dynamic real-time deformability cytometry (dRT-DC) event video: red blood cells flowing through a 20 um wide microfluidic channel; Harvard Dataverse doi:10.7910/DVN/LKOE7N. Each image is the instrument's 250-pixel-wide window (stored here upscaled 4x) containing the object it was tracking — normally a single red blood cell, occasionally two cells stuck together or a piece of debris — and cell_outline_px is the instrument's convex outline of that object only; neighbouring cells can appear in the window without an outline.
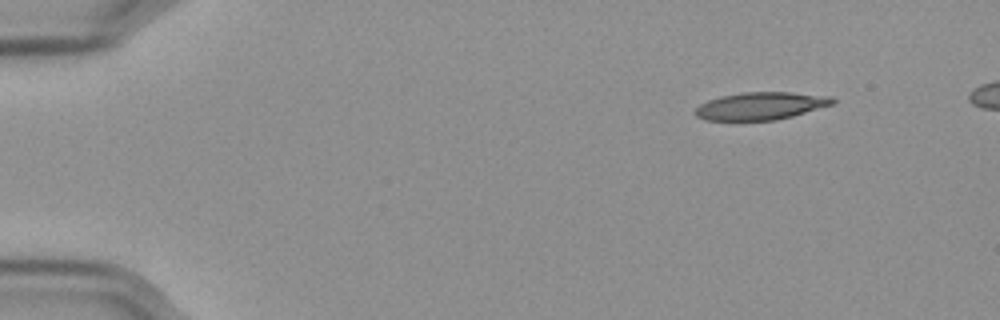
{"species": "Egyptian fruit bat (a non-hibernating species)", "species_latin": "Rousettus aegyptiacus", "temperature_condition": "cold", "stored_images_in_passage": 50, "camera_frame_rate_fps": 3000, "um_per_image_px": 0.085, "frame": {"image": 1, "passage_image": 1, "time_ms": 0.0, "image_size_px": [1000, 320], "cell_outline_px": [[836, 104], [792, 116], [776, 120], [704, 120], [696, 116], [692, 112], [700, 104], [708, 100], [720, 96], [744, 92], [792, 92], [832, 96], [836, 100]], "centroid_in_image_um": [64.69, 9.0], "position_along_channel_um": 20.3, "area_um2": 22.31}}
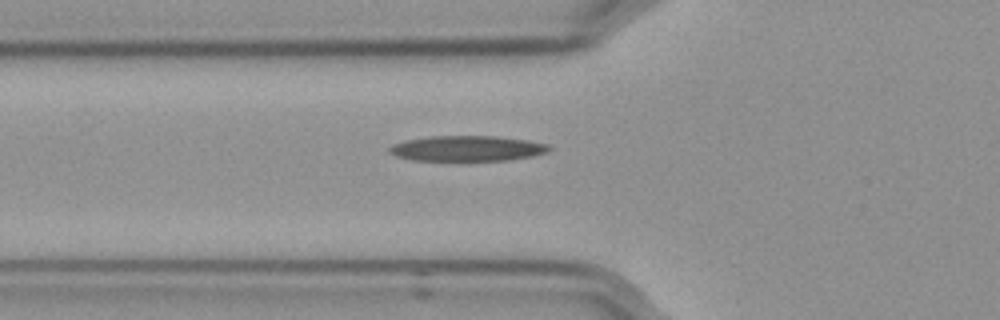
{"frame": {"image": 2, "passage_image": 15, "time_ms": 4.667, "image_size_px": [1000, 320], "cell_outline_px": [[552, 148], [548, 152], [532, 156], [508, 160], [412, 160], [396, 156], [388, 152], [388, 148], [392, 144], [404, 140], [428, 136], [496, 136], [528, 140], [548, 144]], "centroid_in_image_um": [39.69, 12.61], "position_along_channel_um": 86.1, "area_um2": 23.76}}
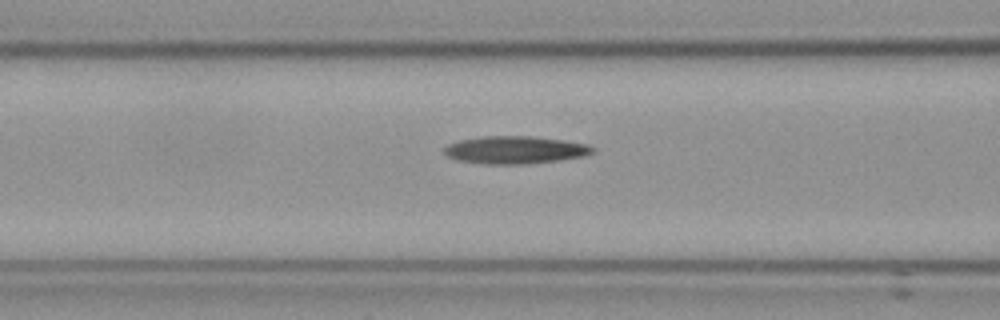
{"frame": {"image": 3, "passage_image": 18, "time_ms": 5.667, "image_size_px": [1000, 320], "cell_outline_px": [[596, 152], [584, 156], [556, 160], [524, 164], [484, 164], [456, 160], [448, 156], [444, 152], [444, 148], [448, 144], [460, 140], [480, 136], [532, 136], [564, 140], [584, 144], [596, 148]], "centroid_in_image_um": [43.77, 12.74], "position_along_channel_um": 122.8, "area_um2": 23.87}}